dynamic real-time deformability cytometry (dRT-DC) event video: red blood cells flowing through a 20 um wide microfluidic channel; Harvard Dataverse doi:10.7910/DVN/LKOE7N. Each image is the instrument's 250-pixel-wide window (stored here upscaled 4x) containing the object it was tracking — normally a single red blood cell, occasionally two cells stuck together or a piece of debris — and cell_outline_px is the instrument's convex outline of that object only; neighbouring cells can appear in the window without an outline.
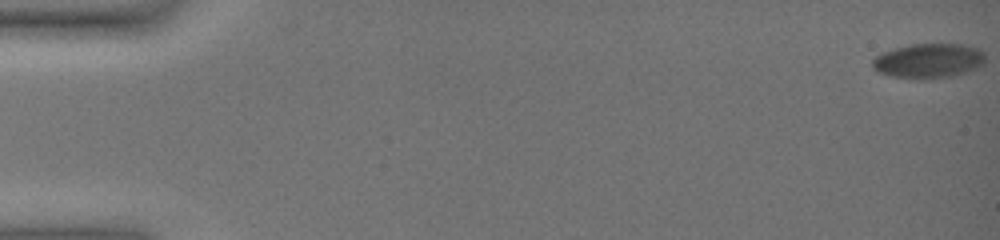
{"species": "common noctule bat (a hibernating species)", "species_latin": "Nyctalus noctula", "temperature_condition": "warm", "stored_images_in_passage": 63, "camera_frame_rate_fps": 3000, "um_per_image_px": 0.085, "animal": {"sex": "female", "body_mass_g": 19.0, "forearm_length_mm": 51.5}, "frame": {"image": 1, "passage_image": 1, "time_ms": 0.0, "image_size_px": [1000, 240], "cell_outline_px": [[984, 64], [976, 68], [964, 72], [948, 76], [892, 76], [876, 72], [872, 68], [872, 60], [876, 56], [884, 52], [908, 44], [964, 44], [980, 48], [984, 52]], "centroid_in_image_um": [78.94, 5.11], "position_along_channel_um": 6.1, "area_um2": 22.08}}
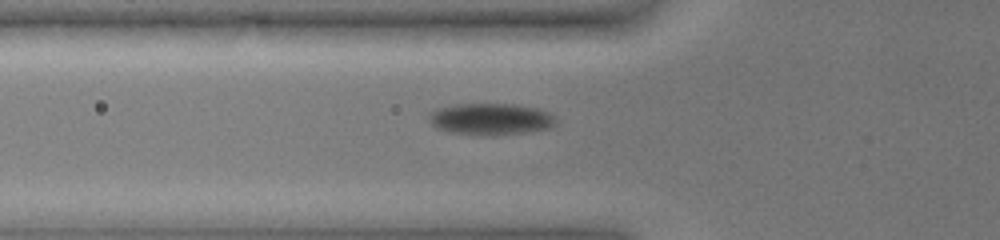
{"frame": {"image": 2, "passage_image": 25, "time_ms": 8.0, "image_size_px": [1000, 240], "cell_outline_px": [[556, 124], [552, 128], [528, 132], [492, 136], [484, 136], [452, 132], [436, 128], [432, 124], [428, 116], [436, 108], [456, 104], [516, 104], [536, 108], [548, 112], [556, 116]], "centroid_in_image_um": [41.75, 10.13], "position_along_channel_um": 84.0, "area_um2": 23.7}}
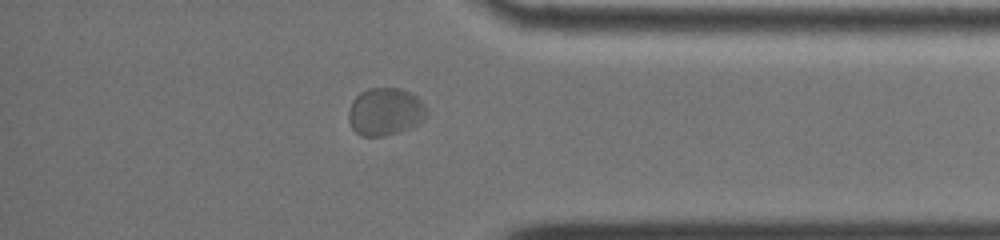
{"frame": {"image": 3, "passage_image": 55, "time_ms": 18.0, "image_size_px": [1000, 240], "cell_outline_px": [[428, 112], [424, 120], [400, 132], [384, 136], [360, 136], [352, 128], [348, 120], [348, 112], [352, 100], [360, 92], [368, 88], [400, 88], [412, 92], [428, 108]], "centroid_in_image_um": [32.74, 9.48], "position_along_channel_um": 402.5, "area_um2": 21.96}, "authors_computed_cell_mechanics": {"area_um2": 22.3686, "velocity_mm_per_s": 3.2098, "shape_relaxation_time_tau1_ms": 3.9551, "shape_relaxation_time_tau2_ms": null, "deformation_change_tau1": 0.0773, "deformation_change_tau2": null}}